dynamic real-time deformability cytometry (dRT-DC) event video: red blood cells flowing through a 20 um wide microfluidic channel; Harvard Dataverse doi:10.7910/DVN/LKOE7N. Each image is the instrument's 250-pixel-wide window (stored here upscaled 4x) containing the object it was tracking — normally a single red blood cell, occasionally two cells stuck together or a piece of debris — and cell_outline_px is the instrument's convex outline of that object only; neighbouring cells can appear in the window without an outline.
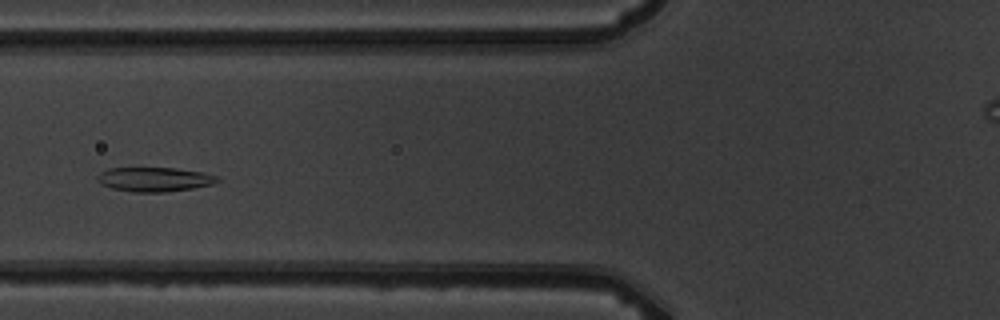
{"species": "common noctule bat (a hibernating species)", "species_latin": "Nyctalus noctula", "temperature_condition": "warm", "stored_images_in_passage": 7, "camera_frame_rate_fps": 3000, "um_per_image_px": 0.085, "animal": {"sex": "male", "body_mass_g": 19.5, "forearm_length_mm": 54.6}, "frame": {"image": 1, "passage_image": 4, "time_ms": 4.333, "image_size_px": [1000, 320], "cell_outline_px": [[220, 180], [212, 184], [192, 188], [164, 192], [132, 192], [112, 188], [100, 184], [96, 180], [96, 176], [100, 172], [108, 168], [176, 168], [204, 172], [220, 176]], "centroid_in_image_um": [13.12, 15.24], "position_along_channel_um": 112.7, "area_um2": 17.17}}
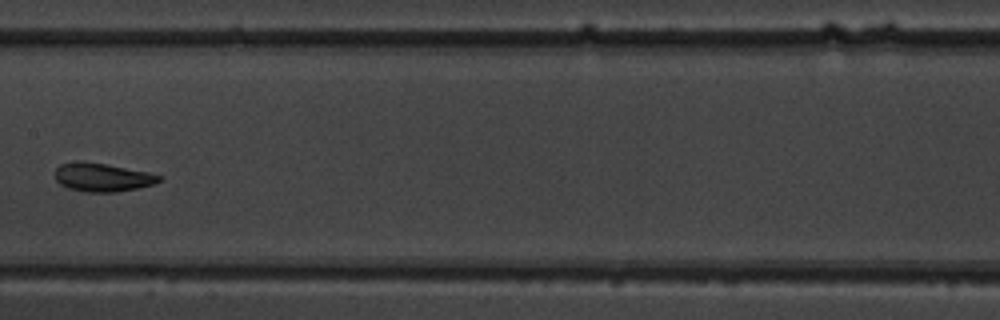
{"frame": {"image": 2, "passage_image": 6, "time_ms": 6.667, "image_size_px": [1000, 320], "cell_outline_px": [[164, 180], [152, 184], [136, 188], [116, 192], [84, 192], [68, 188], [60, 184], [56, 180], [56, 168], [60, 164], [76, 160], [108, 164], [148, 172], [164, 176]], "centroid_in_image_um": [8.71, 15.06], "position_along_channel_um": 198.7, "area_um2": 17.46}}
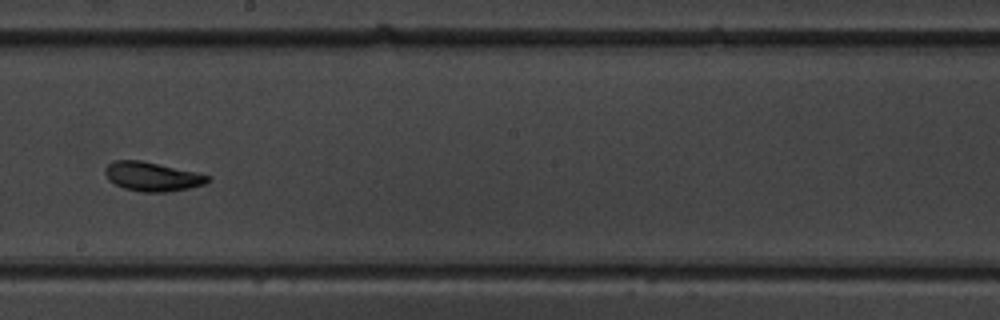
{"frame": {"image": 3, "passage_image": 7, "time_ms": 7.667, "image_size_px": [1000, 320], "cell_outline_px": [[212, 180], [204, 184], [188, 188], [168, 192], [140, 192], [124, 188], [108, 180], [104, 172], [104, 168], [112, 160], [140, 160], [196, 172], [212, 176]], "centroid_in_image_um": [12.93, 15.01], "position_along_channel_um": 235.3, "area_um2": 17.51}}